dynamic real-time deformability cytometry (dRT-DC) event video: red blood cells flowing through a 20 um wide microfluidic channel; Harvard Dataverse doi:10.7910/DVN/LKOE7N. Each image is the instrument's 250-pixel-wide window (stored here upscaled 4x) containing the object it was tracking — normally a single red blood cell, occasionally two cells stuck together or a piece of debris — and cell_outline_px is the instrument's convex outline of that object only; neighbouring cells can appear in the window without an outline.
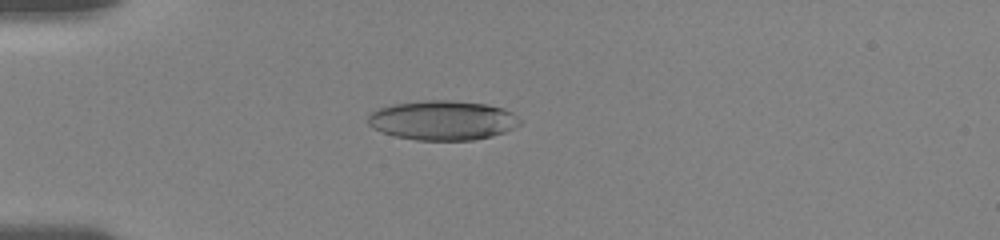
{"species": "human", "species_latin": "Homo sapiens", "temperature_condition": "room temperature", "stored_images_in_passage": 46, "camera_frame_rate_fps": 3000, "um_per_image_px": 0.085, "donor": {"sex": "female"}, "frame": {"image": 1, "passage_image": 9, "time_ms": 5.0, "image_size_px": [1000, 240], "cell_outline_px": [[520, 124], [504, 132], [492, 136], [472, 140], [416, 140], [396, 136], [372, 128], [368, 124], [368, 116], [376, 108], [392, 104], [424, 100], [448, 100], [488, 104], [504, 108], [512, 112], [520, 120]], "centroid_in_image_um": [37.61, 10.22], "position_along_channel_um": 47.4, "area_um2": 35.03}}
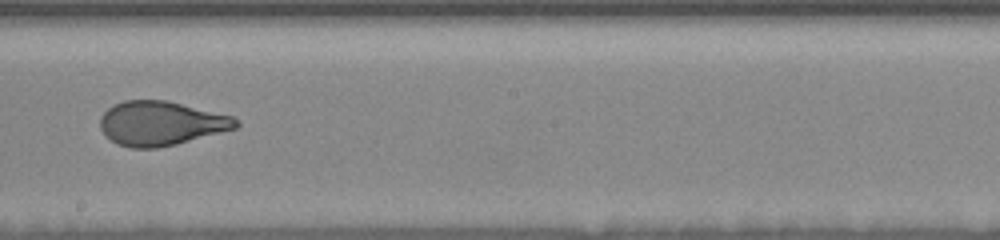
{"frame": {"image": 2, "passage_image": 21, "time_ms": 10.667, "image_size_px": [1000, 240], "cell_outline_px": [[240, 124], [236, 128], [176, 144], [156, 148], [128, 148], [116, 144], [104, 136], [100, 128], [100, 116], [112, 104], [124, 100], [168, 100], [232, 116]], "centroid_in_image_um": [13.62, 10.48], "position_along_channel_um": 234.6, "area_um2": 35.2}}
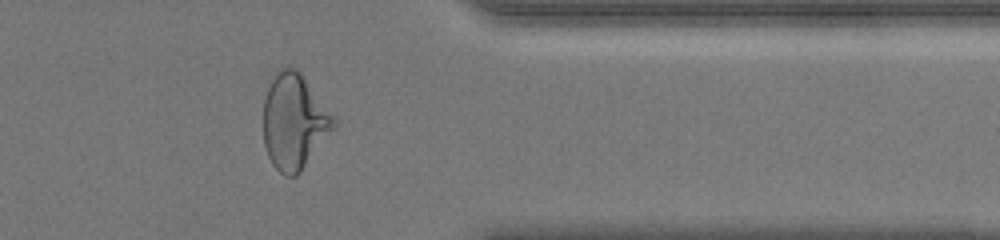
{"frame": {"image": 3, "passage_image": 36, "time_ms": 15.0, "image_size_px": [1000, 240], "cell_outline_px": [[336, 124], [300, 172], [296, 176], [284, 176], [272, 164], [268, 156], [264, 144], [264, 100], [268, 88], [276, 72], [280, 68], [296, 68], [300, 72], [336, 120]], "centroid_in_image_um": [24.97, 10.34], "position_along_channel_um": 386.4, "area_um2": 38.26}, "authors_computed_cell_mechanics": {"area_um2": 36.0383, "velocity_mm_per_s": 3.693, "shape_relaxation_time_tau1_ms": 4.6548, "shape_relaxation_time_tau2_ms": 0.8528, "deformation_change_tau1": 0.1977, "deformation_change_tau2": 0.0664}}